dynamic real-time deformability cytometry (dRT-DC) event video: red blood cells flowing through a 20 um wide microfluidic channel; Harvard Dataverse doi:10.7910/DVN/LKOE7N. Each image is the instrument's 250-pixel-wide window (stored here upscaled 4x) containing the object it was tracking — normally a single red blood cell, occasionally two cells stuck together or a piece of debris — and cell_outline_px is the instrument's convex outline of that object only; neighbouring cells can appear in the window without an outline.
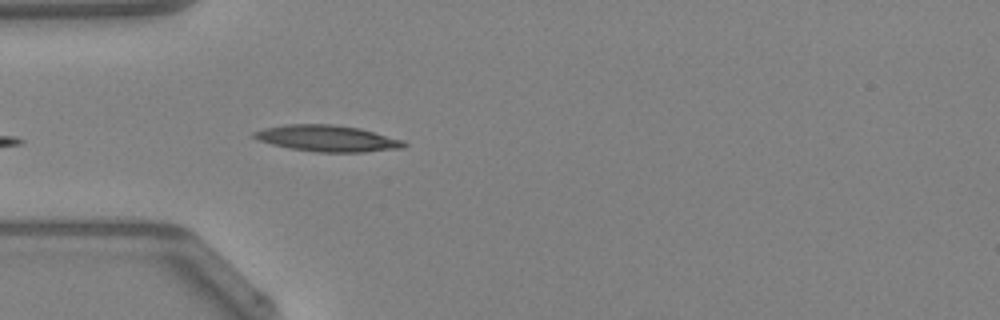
{"species": "Egyptian fruit bat (a non-hibernating species)", "species_latin": "Rousettus aegyptiacus", "temperature_condition": "warm", "stored_images_in_passage": 9, "camera_frame_rate_fps": 3000, "um_per_image_px": 0.085, "animal": {"sex": "female"}, "frame": {"image": 1, "passage_image": 2, "time_ms": 0.333, "image_size_px": [1000, 320], "cell_outline_px": [[408, 144], [404, 148], [364, 152], [316, 152], [292, 148], [272, 144], [260, 140], [252, 136], [252, 132], [264, 128], [284, 124], [332, 124], [360, 128], [404, 140]], "centroid_in_image_um": [27.86, 11.76], "position_along_channel_um": 57.1, "area_um2": 23.0}}